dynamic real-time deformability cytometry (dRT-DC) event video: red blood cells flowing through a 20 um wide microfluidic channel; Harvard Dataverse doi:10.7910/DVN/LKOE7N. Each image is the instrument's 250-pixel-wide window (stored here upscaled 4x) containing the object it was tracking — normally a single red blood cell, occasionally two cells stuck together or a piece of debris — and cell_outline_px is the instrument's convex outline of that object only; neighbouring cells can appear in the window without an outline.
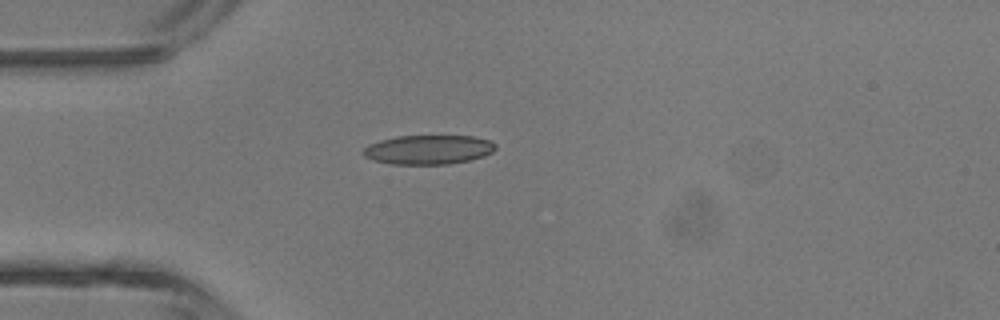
{"species": "common noctule bat (a hibernating species)", "species_latin": "Nyctalus noctula", "temperature_condition": "room temperature", "stored_images_in_passage": 4, "camera_frame_rate_fps": 3000, "um_per_image_px": 0.085, "animal": {"sex": "male", "body_mass_g": 13.3}, "frame": {"image": 1, "passage_image": 4, "time_ms": 3.667, "image_size_px": [1000, 320], "cell_outline_px": [[496, 148], [492, 152], [484, 156], [468, 160], [448, 164], [392, 164], [372, 160], [364, 156], [360, 152], [368, 144], [380, 140], [396, 136], [472, 136], [488, 140], [496, 144]], "centroid_in_image_um": [36.37, 12.72], "position_along_channel_um": 48.6, "area_um2": 22.6}}